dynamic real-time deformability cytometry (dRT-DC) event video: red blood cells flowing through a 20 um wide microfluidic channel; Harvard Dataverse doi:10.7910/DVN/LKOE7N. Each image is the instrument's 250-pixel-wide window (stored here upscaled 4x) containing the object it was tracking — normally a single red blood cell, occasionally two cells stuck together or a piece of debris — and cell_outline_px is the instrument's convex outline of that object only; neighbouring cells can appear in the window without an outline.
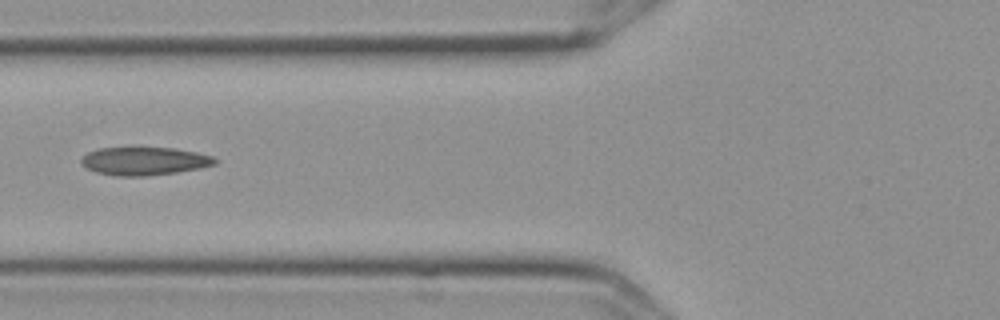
{"species": "Egyptian fruit bat (a non-hibernating species)", "species_latin": "Rousettus aegyptiacus", "temperature_condition": "cold", "stored_images_in_passage": 2, "camera_frame_rate_fps": 3000, "um_per_image_px": 0.085, "frame": {"image": 1, "passage_image": 2, "time_ms": 0.333, "image_size_px": [1000, 320], "cell_outline_px": [[216, 164], [200, 168], [176, 172], [148, 176], [116, 176], [96, 172], [80, 164], [80, 160], [88, 152], [96, 148], [176, 148], [196, 152], [212, 156], [216, 160]], "centroid_in_image_um": [12.25, 13.69], "position_along_channel_um": 113.5, "area_um2": 21.85}}